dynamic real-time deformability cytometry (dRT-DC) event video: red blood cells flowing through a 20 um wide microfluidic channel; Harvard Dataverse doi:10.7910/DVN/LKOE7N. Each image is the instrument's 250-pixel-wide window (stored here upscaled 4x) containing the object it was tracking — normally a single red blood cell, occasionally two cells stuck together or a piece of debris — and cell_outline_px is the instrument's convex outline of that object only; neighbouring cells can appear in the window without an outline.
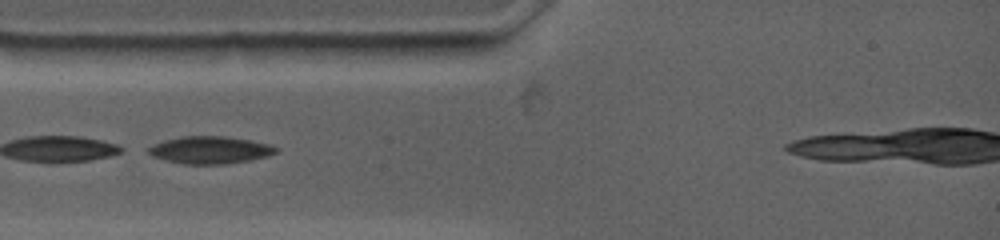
{"species": "common noctule bat (a hibernating species)", "species_latin": "Nyctalus noctula", "temperature_condition": "warm", "stored_images_in_passage": 4, "camera_frame_rate_fps": 4500, "um_per_image_px": 0.085, "animal": {"sex": "female", "body_mass_g": 19.0, "forearm_length_mm": 53.3}, "frame": {"image": 1, "passage_image": 1, "time_ms": 0.0, "image_size_px": [1000, 240], "cell_outline_px": [[276, 152], [268, 156], [248, 160], [224, 164], [184, 164], [168, 160], [156, 156], [148, 152], [148, 148], [152, 144], [164, 140], [180, 136], [224, 136], [252, 140], [272, 144], [276, 148]], "centroid_in_image_um": [17.88, 12.73], "position_along_channel_um": 67.1, "area_um2": 20.17}}
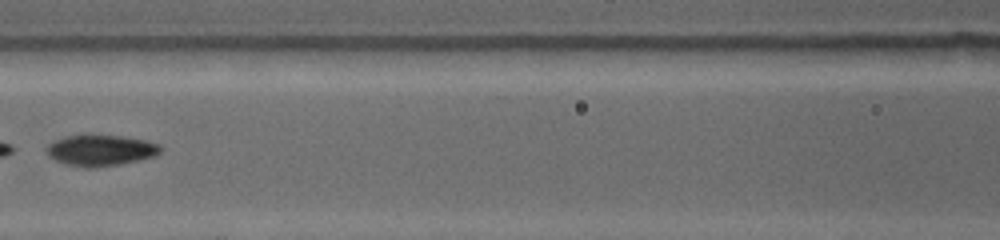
{"frame": {"image": 2, "passage_image": 3, "time_ms": 2.444, "image_size_px": [1000, 240], "cell_outline_px": [[164, 148], [160, 152], [152, 156], [140, 160], [120, 164], [96, 168], [88, 168], [64, 164], [48, 156], [44, 148], [52, 140], [64, 136], [84, 132], [88, 132], [120, 136], [144, 140], [160, 144]], "centroid_in_image_um": [8.48, 12.74], "position_along_channel_um": 158.1, "area_um2": 21.5}}
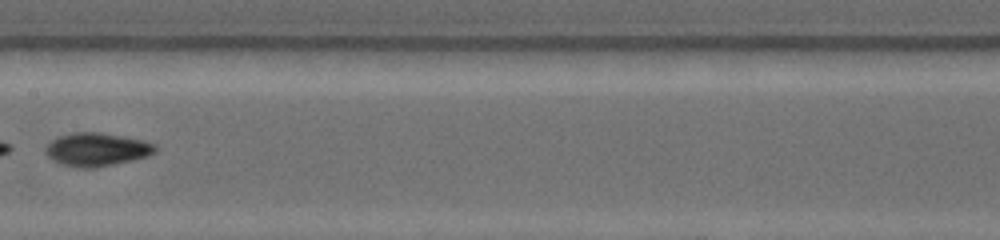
{"frame": {"image": 3, "passage_image": 4, "time_ms": 3.556, "image_size_px": [1000, 240], "cell_outline_px": [[156, 152], [148, 156], [132, 160], [96, 168], [80, 168], [60, 164], [52, 160], [44, 152], [44, 148], [56, 136], [72, 132], [100, 132], [144, 140], [156, 144]], "centroid_in_image_um": [8.2, 12.7], "position_along_channel_um": 199.2, "area_um2": 21.56}}